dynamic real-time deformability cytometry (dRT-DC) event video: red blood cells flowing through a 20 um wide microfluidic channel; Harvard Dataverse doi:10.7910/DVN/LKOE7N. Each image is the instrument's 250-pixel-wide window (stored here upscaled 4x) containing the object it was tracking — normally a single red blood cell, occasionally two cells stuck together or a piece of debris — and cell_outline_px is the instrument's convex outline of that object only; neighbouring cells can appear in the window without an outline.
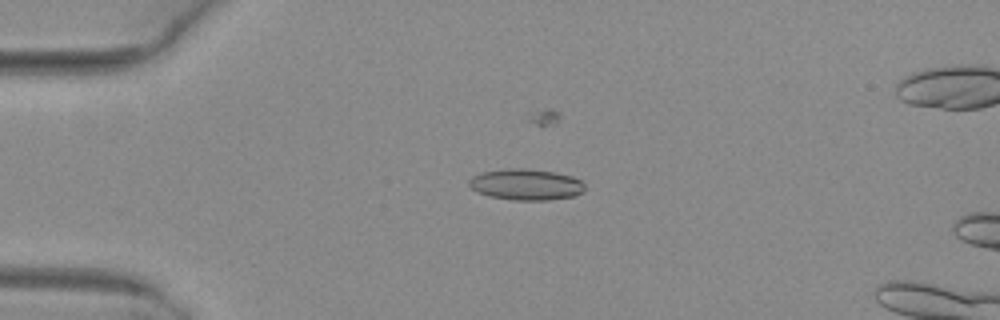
{"species": "common noctule bat (a hibernating species)", "species_latin": "Nyctalus noctula", "temperature_condition": "warm", "stored_images_in_passage": 4, "camera_frame_rate_fps": 3000, "um_per_image_px": 0.085, "animal": {"sex": "female", "body_mass_g": 29.2, "forearm_length_mm": 56.3}, "frame": {"image": 1, "passage_image": 2, "time_ms": 0.333, "image_size_px": [1000, 320], "cell_outline_px": [[584, 192], [576, 196], [548, 200], [512, 200], [488, 196], [476, 192], [468, 184], [468, 180], [472, 176], [484, 172], [512, 168], [524, 168], [552, 172], [572, 176], [580, 180], [584, 184]], "centroid_in_image_um": [44.71, 15.7], "position_along_channel_um": 40.3, "area_um2": 21.04}}